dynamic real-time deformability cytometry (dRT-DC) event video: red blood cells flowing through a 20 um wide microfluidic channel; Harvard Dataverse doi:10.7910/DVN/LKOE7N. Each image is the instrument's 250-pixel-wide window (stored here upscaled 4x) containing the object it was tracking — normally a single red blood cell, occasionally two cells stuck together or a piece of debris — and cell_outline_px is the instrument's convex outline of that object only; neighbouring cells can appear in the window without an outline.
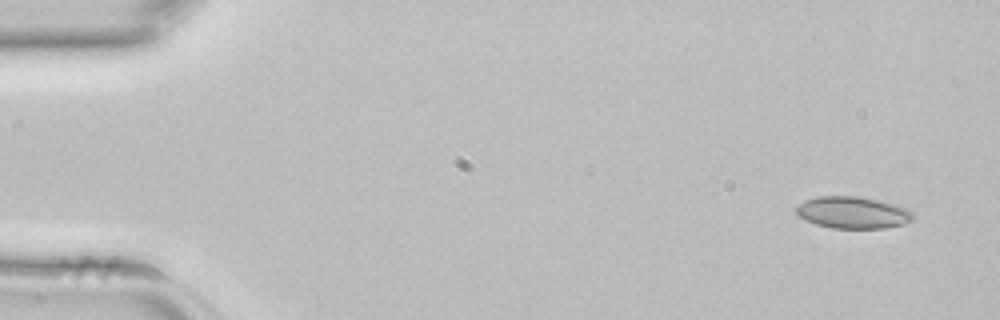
{"species": "common noctule bat (a hibernating species)", "species_latin": "Nyctalus noctula", "temperature_condition": "room temperature", "stored_images_in_passage": 4, "segment_of_instrument_passage": [2, 2], "camera_frame_rate_fps": 3000, "um_per_image_px": 0.085, "animal": {"sex": "female", "body_mass_g": 22.7, "forearm_length_mm": 54.2}, "frame": {"image": 1, "passage_image": 4, "time_ms": 1.0, "image_size_px": [1000, 320], "cell_outline_px": [[912, 220], [904, 224], [884, 228], [832, 228], [816, 224], [804, 220], [796, 212], [796, 208], [804, 200], [816, 196], [856, 196], [880, 200], [896, 204], [908, 208], [912, 212]], "centroid_in_image_um": [72.49, 18.06], "position_along_channel_um": 12.5, "area_um2": 21.79}}